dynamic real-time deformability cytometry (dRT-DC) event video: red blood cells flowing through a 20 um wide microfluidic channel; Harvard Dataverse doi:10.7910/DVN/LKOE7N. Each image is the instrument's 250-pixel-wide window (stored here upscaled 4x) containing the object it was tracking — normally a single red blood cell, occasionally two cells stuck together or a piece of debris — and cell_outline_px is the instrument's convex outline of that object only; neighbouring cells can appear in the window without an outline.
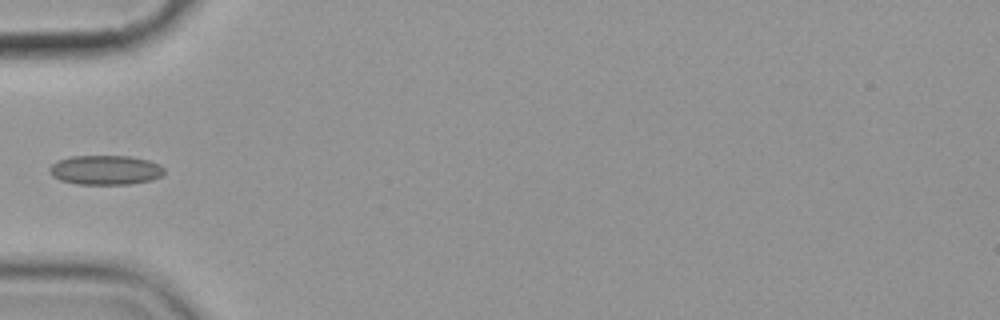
{"species": "common noctule bat (a hibernating species)", "species_latin": "Nyctalus noctula", "temperature_condition": "cold", "stored_images_in_passage": 6, "camera_frame_rate_fps": 3000, "um_per_image_px": 0.085, "animal": {"sex": "female", "body_mass_g": 19.9}, "frame": {"image": 1, "passage_image": 6, "time_ms": 6.667, "image_size_px": [1000, 320], "cell_outline_px": [[164, 172], [160, 176], [152, 180], [128, 184], [76, 184], [60, 180], [52, 176], [48, 168], [52, 164], [68, 156], [128, 156], [148, 160], [160, 164], [164, 168]], "centroid_in_image_um": [8.95, 14.45], "position_along_channel_um": 76.0, "area_um2": 19.71}}